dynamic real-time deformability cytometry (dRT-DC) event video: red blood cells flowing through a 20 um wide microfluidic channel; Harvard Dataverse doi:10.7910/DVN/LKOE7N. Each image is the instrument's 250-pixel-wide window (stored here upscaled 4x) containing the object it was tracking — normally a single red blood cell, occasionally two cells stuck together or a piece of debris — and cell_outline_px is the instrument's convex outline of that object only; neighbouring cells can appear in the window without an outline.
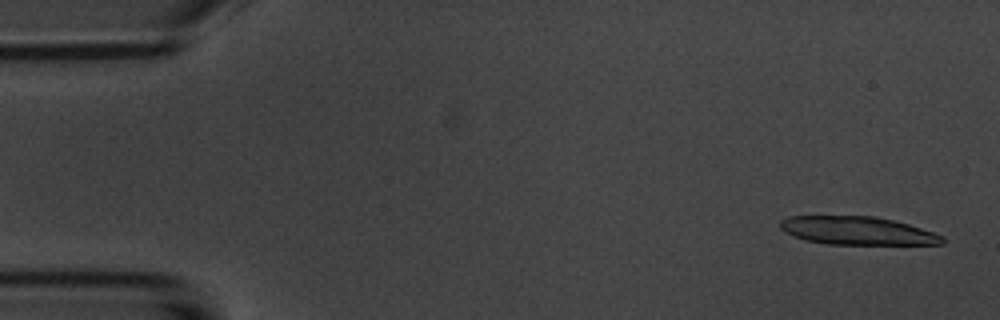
{"species": "common noctule bat (a hibernating species)", "species_latin": "Nyctalus noctula", "temperature_condition": "room temperature", "stored_images_in_passage": 5, "camera_frame_rate_fps": 3000, "um_per_image_px": 0.085, "animal": {"sex": "male", "body_mass_g": 20.1, "forearm_length_mm": 53.5}, "frame": {"image": 1, "passage_image": 1, "time_ms": 0.0, "image_size_px": [1000, 320], "cell_outline_px": [[944, 244], [828, 244], [804, 240], [792, 236], [780, 228], [780, 220], [788, 216], [876, 216], [908, 224], [944, 236]], "centroid_in_image_um": [72.84, 19.61], "position_along_channel_um": 12.2, "area_um2": 26.59}}
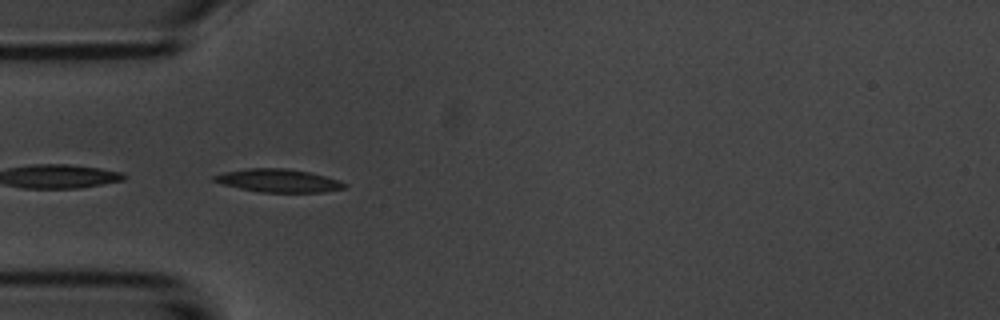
{"frame": {"image": 2, "passage_image": 4, "time_ms": 4.667, "image_size_px": [1000, 320], "cell_outline_px": [[348, 184], [344, 188], [320, 192], [260, 192], [240, 188], [224, 184], [212, 180], [212, 176], [224, 172], [244, 168], [288, 168], [308, 172], [340, 180]], "centroid_in_image_um": [23.65, 15.34], "position_along_channel_um": 61.4, "area_um2": 17.46}}